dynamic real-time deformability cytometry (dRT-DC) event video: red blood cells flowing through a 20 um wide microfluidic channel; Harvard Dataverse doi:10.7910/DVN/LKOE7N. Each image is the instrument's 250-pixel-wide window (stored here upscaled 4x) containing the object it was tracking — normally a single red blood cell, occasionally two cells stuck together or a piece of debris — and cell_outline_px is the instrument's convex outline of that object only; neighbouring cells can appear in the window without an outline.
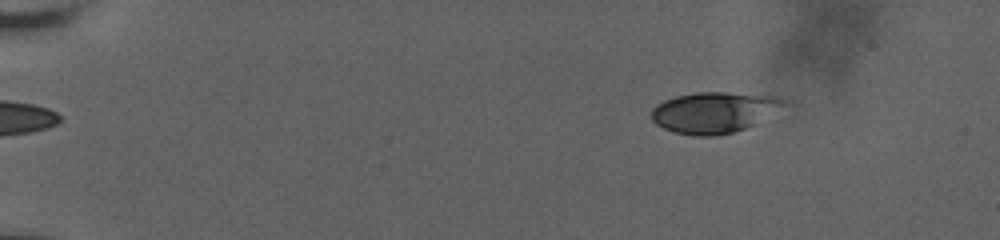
{"species": "human", "species_latin": "Homo sapiens", "temperature_condition": "room temperature", "stored_images_in_passage": 16, "camera_frame_rate_fps": 3000, "um_per_image_px": 0.085, "donor": {"sex": "male"}, "frame": {"image": 1, "passage_image": 14, "time_ms": 3.0, "image_size_px": [1000, 240], "cell_outline_px": [[792, 100], [756, 124], [732, 132], [716, 136], [692, 136], [676, 132], [664, 128], [656, 124], [652, 120], [652, 108], [656, 104], [664, 100], [676, 96], [696, 92], [724, 92], [776, 96]], "centroid_in_image_um": [60.71, 9.54], "position_along_channel_um": 24.3, "area_um2": 31.67}}